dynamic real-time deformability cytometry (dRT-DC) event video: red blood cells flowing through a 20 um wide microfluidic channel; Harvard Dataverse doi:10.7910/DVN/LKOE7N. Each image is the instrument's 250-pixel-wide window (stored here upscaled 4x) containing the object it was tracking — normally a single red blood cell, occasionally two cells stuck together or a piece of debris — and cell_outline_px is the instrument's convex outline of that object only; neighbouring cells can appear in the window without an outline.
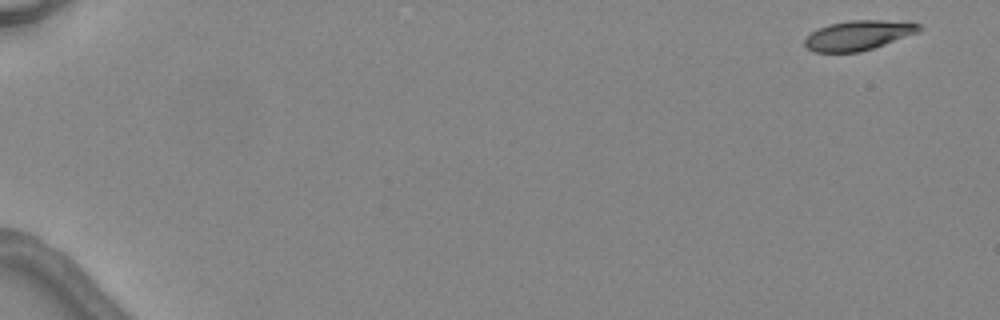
{"species": "common noctule bat (a hibernating species)", "species_latin": "Nyctalus noctula", "temperature_condition": "warm", "stored_images_in_passage": 6, "camera_frame_rate_fps": 3000, "um_per_image_px": 0.085, "animal": {"sex": "female", "body_mass_g": 24.6, "forearm_length_mm": 56.2}, "frame": {"image": 1, "passage_image": 1, "time_ms": 0.0, "image_size_px": [1000, 320], "cell_outline_px": [[924, 28], [920, 32], [860, 52], [812, 52], [804, 44], [804, 40], [812, 32], [828, 24], [848, 20], [908, 20], [920, 24]], "centroid_in_image_um": [73.03, 2.98], "position_along_channel_um": 12.0, "area_um2": 20.06}}
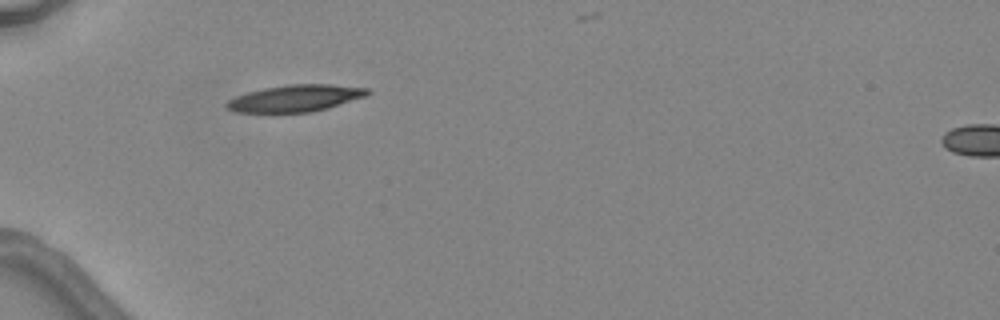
{"frame": {"image": 2, "passage_image": 5, "time_ms": 5.0, "image_size_px": [1000, 320], "cell_outline_px": [[372, 92], [368, 96], [328, 108], [312, 112], [276, 116], [272, 116], [232, 112], [224, 108], [224, 104], [228, 100], [236, 96], [248, 92], [264, 88], [288, 84], [328, 84], [368, 88]], "centroid_in_image_um": [25.01, 8.42], "position_along_channel_um": 60.0, "area_um2": 23.41}}